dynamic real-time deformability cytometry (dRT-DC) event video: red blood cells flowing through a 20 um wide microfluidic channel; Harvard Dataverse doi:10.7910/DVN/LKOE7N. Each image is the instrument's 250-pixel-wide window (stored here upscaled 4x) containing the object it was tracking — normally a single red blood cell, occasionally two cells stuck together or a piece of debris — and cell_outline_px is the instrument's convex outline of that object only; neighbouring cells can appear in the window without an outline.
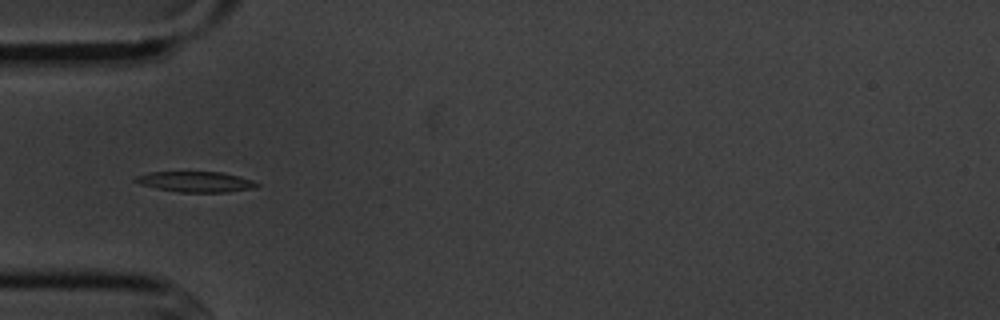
{"species": "common noctule bat (a hibernating species)", "species_latin": "Nyctalus noctula", "temperature_condition": "cold", "stored_images_in_passage": 9, "camera_frame_rate_fps": 3000, "um_per_image_px": 0.085, "animal": {"sex": "male", "body_mass_g": 20.1, "forearm_length_mm": 53.5}, "frame": {"image": 1, "passage_image": 6, "time_ms": 5.667, "image_size_px": [1000, 320], "cell_outline_px": [[260, 184], [256, 188], [224, 192], [180, 192], [156, 188], [140, 184], [132, 180], [136, 176], [148, 172], [224, 172], [240, 176], [252, 180]], "centroid_in_image_um": [16.64, 15.44], "position_along_channel_um": 68.4, "area_um2": 14.57}}
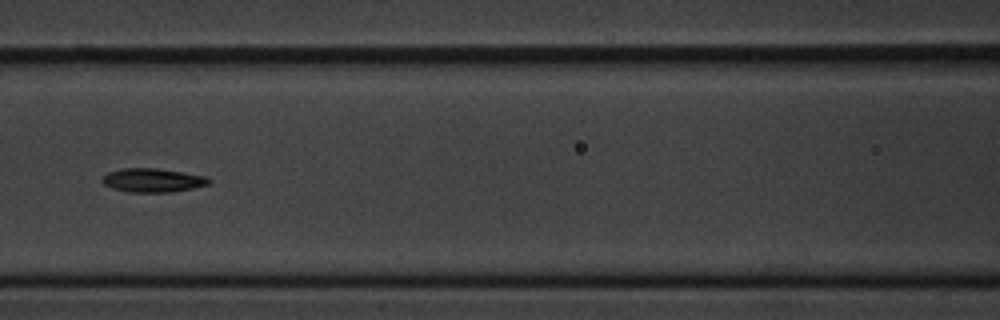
{"frame": {"image": 2, "passage_image": 8, "time_ms": 8.0, "image_size_px": [1000, 320], "cell_outline_px": [[212, 180], [208, 184], [192, 188], [172, 192], [128, 192], [112, 188], [104, 184], [100, 180], [108, 172], [124, 168], [156, 168], [208, 176]], "centroid_in_image_um": [12.99, 15.32], "position_along_channel_um": 153.6, "area_um2": 14.8}}
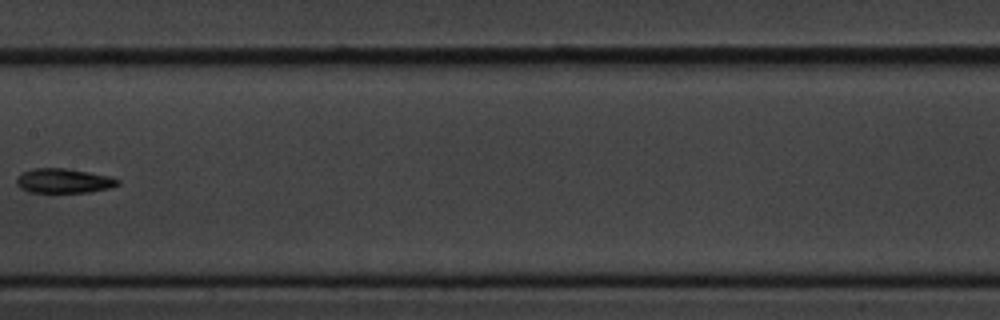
{"frame": {"image": 3, "passage_image": 9, "time_ms": 9.333, "image_size_px": [1000, 320], "cell_outline_px": [[120, 184], [112, 188], [88, 192], [28, 192], [20, 188], [16, 184], [16, 176], [32, 168], [68, 168], [112, 176], [120, 180]], "centroid_in_image_um": [5.44, 15.36], "position_along_channel_um": 202.0, "area_um2": 14.74}}